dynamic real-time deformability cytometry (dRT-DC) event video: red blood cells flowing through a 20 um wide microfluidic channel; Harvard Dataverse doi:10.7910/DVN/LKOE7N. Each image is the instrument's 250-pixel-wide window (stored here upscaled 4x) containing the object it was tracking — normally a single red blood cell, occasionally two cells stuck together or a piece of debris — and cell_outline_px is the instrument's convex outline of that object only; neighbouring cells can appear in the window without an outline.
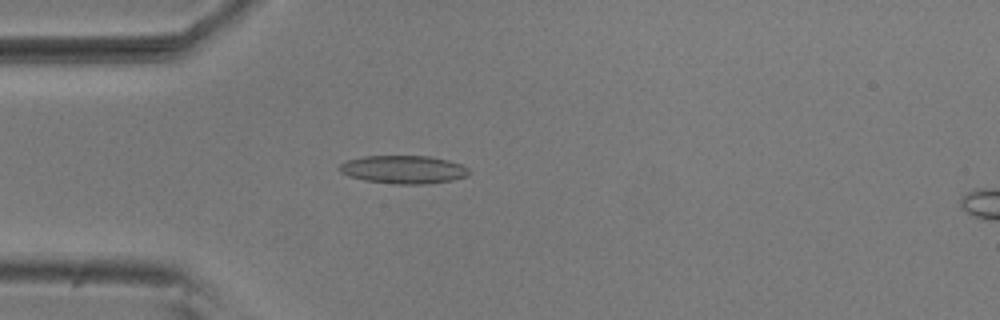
{"species": "common noctule bat (a hibernating species)", "species_latin": "Nyctalus noctula", "temperature_condition": "room temperature", "stored_images_in_passage": 54, "camera_frame_rate_fps": 3000, "um_per_image_px": 0.085, "animal": {"sex": "male", "body_mass_g": 20.5, "forearm_length_mm": 52.5}, "frame": {"image": 1, "passage_image": 15, "time_ms": 4.667, "image_size_px": [1000, 320], "cell_outline_px": [[468, 176], [452, 180], [428, 184], [392, 184], [364, 180], [348, 176], [340, 172], [336, 168], [344, 160], [364, 156], [428, 156], [448, 160], [460, 164], [468, 168]], "centroid_in_image_um": [34.24, 14.41], "position_along_channel_um": 50.8, "area_um2": 21.44}}
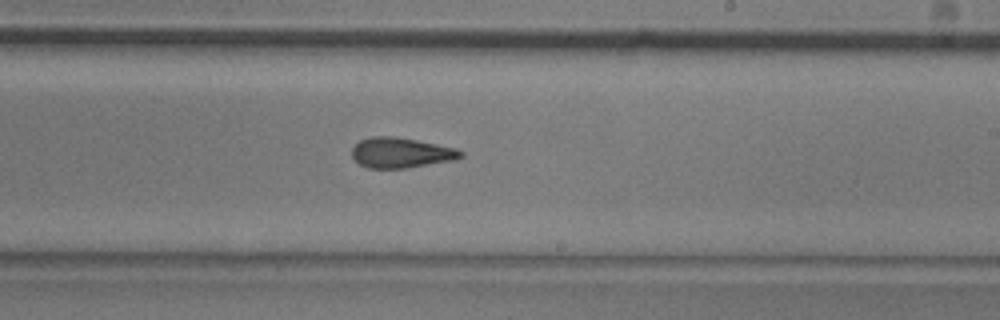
{"frame": {"image": 2, "passage_image": 32, "time_ms": 10.333, "image_size_px": [1000, 320], "cell_outline_px": [[464, 156], [456, 160], [408, 168], [368, 168], [360, 164], [352, 156], [352, 148], [360, 140], [372, 136], [392, 136], [416, 140], [456, 148], [464, 152]], "centroid_in_image_um": [34.12, 12.99], "position_along_channel_um": 254.9, "area_um2": 19.25}}
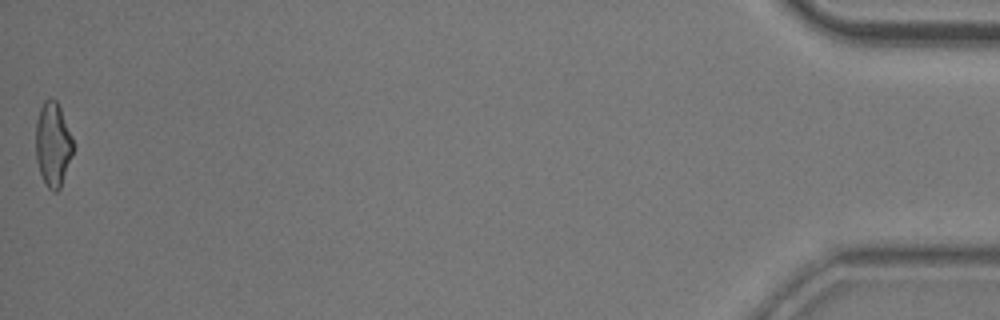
{"frame": {"image": 3, "passage_image": 54, "time_ms": 17.667, "image_size_px": [1000, 320], "cell_outline_px": [[72, 152], [60, 188], [56, 192], [52, 192], [48, 188], [40, 172], [36, 160], [36, 120], [40, 108], [44, 100], [48, 96], [56, 100], [60, 108], [72, 136]], "centroid_in_image_um": [4.47, 12.23], "position_along_channel_um": 430.7, "area_um2": 18.09}, "authors_computed_cell_mechanics": {"area_um2": 19.3341, "velocity_mm_per_s": 3.7392, "shape_relaxation_time_tau1_ms": 9.6688, "shape_relaxation_time_tau2_ms": 2.5305, "deformation_change_tau1": 0.1868, "deformation_change_tau2": 0.1088}}